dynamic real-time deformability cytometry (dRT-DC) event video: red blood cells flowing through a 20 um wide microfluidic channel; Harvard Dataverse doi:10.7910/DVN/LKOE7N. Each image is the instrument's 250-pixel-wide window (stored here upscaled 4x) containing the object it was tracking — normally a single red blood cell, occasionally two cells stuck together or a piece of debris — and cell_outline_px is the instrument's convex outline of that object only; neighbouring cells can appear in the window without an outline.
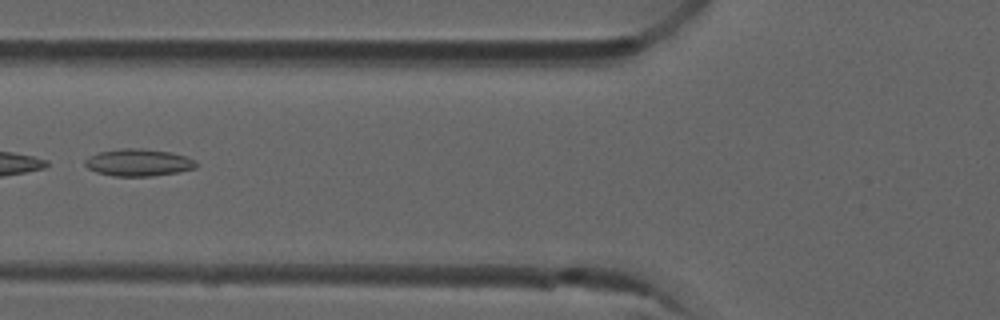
{"species": "common noctule bat (a hibernating species)", "species_latin": "Nyctalus noctula", "temperature_condition": "room temperature", "stored_images_in_passage": 7, "camera_frame_rate_fps": 3000, "um_per_image_px": 0.085, "animal": {"sex": "male", "forearm_length_mm": 52.5}, "frame": {"image": 1, "passage_image": 5, "time_ms": 1.333, "image_size_px": [1000, 320], "cell_outline_px": [[196, 168], [176, 172], [152, 176], [116, 176], [96, 172], [88, 168], [84, 164], [84, 160], [88, 156], [100, 152], [120, 148], [144, 148], [172, 152], [184, 156], [192, 160], [196, 164]], "centroid_in_image_um": [11.72, 13.8], "position_along_channel_um": 114.1, "area_um2": 17.51}}
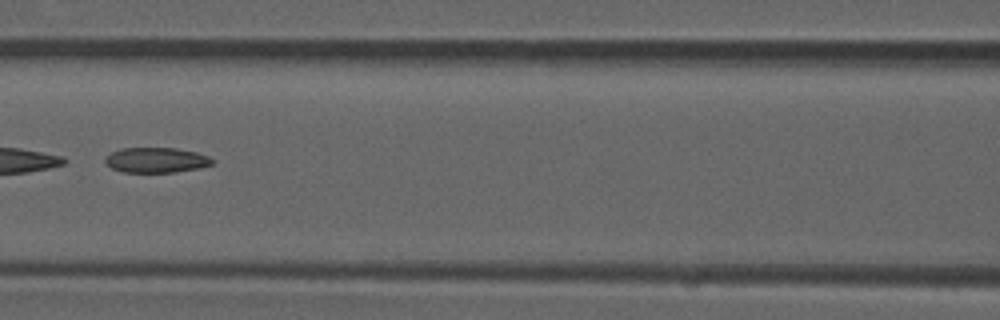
{"frame": {"image": 2, "passage_image": 6, "time_ms": 1.667, "image_size_px": [1000, 320], "cell_outline_px": [[216, 160], [212, 164], [200, 168], [176, 172], [124, 172], [112, 168], [104, 160], [112, 152], [120, 148], [176, 148], [196, 152], [208, 156]], "centroid_in_image_um": [13.33, 13.6], "position_along_channel_um": 153.3, "area_um2": 15.66}}
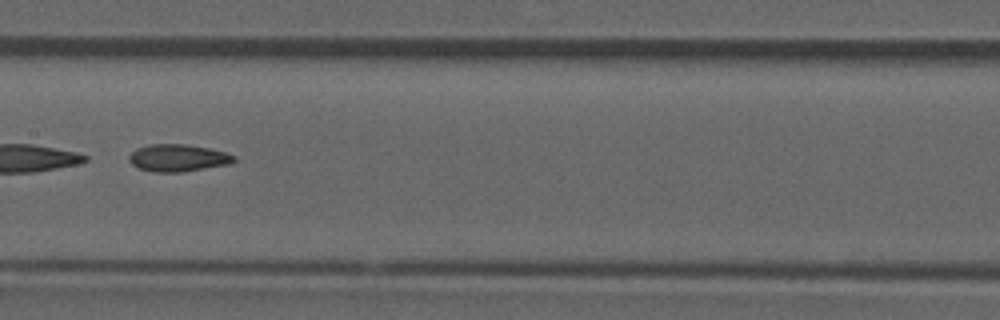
{"frame": {"image": 3, "passage_image": 7, "time_ms": 2.0, "image_size_px": [1000, 320], "cell_outline_px": [[236, 160], [228, 164], [184, 172], [152, 172], [140, 168], [132, 164], [128, 160], [128, 156], [136, 148], [152, 144], [184, 144], [208, 148], [224, 152], [236, 156]], "centroid_in_image_um": [15.11, 13.42], "position_along_channel_um": 192.3, "area_um2": 16.59}}